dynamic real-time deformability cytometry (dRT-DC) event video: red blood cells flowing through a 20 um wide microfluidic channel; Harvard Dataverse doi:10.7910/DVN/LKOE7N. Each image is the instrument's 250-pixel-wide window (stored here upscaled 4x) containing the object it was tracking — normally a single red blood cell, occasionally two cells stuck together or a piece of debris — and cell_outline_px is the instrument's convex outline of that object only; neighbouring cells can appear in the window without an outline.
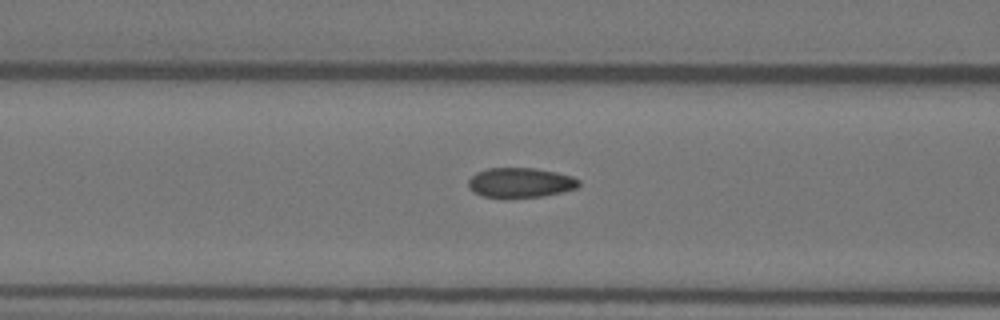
{"species": "Egyptian fruit bat (a non-hibernating species)", "species_latin": "Rousettus aegyptiacus", "temperature_condition": "warm", "stored_images_in_passage": 38, "camera_frame_rate_fps": 3000, "um_per_image_px": 0.085, "animal": {"sex": "female"}, "frame": {"image": 1, "passage_image": 5, "time_ms": 1.333, "image_size_px": [1000, 320], "cell_outline_px": [[580, 184], [576, 188], [564, 192], [540, 196], [504, 200], [480, 196], [472, 192], [468, 188], [468, 180], [476, 172], [488, 168], [536, 168], [556, 172], [572, 176], [580, 180]], "centroid_in_image_um": [44.18, 15.56], "position_along_channel_um": 122.4, "area_um2": 19.88}}
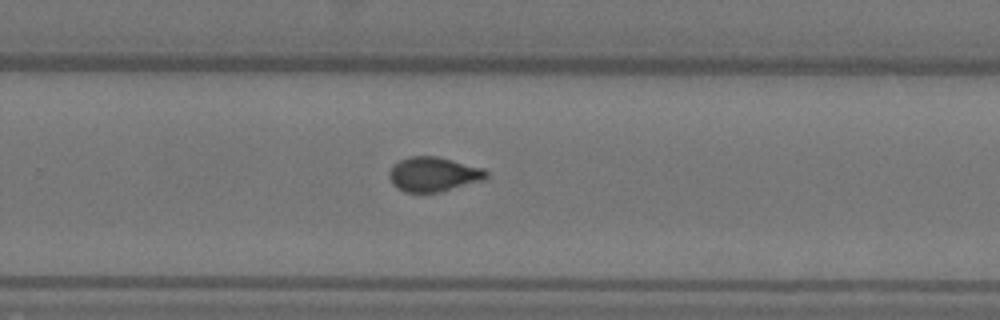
{"frame": {"image": 2, "passage_image": 19, "time_ms": 6.0, "image_size_px": [1000, 320], "cell_outline_px": [[488, 176], [484, 180], [440, 192], [404, 192], [396, 188], [392, 184], [388, 176], [388, 172], [392, 164], [408, 156], [436, 156], [484, 168], [488, 172]], "centroid_in_image_um": [36.81, 14.81], "position_along_channel_um": 293.0, "area_um2": 19.77}}
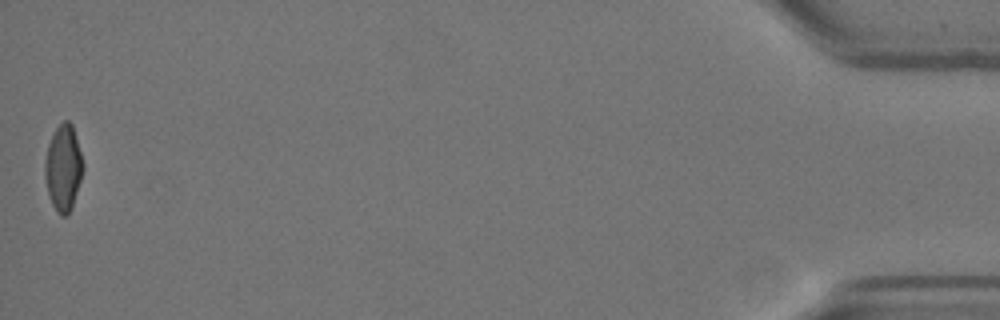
{"frame": {"image": 3, "passage_image": 38, "time_ms": 12.333, "image_size_px": [1000, 320], "cell_outline_px": [[84, 168], [72, 208], [68, 216], [60, 216], [56, 212], [52, 204], [48, 192], [44, 176], [44, 160], [48, 144], [56, 128], [64, 120], [68, 120], [72, 124], [84, 164]], "centroid_in_image_um": [5.38, 14.3], "position_along_channel_um": 429.8, "area_um2": 19.25}, "authors_computed_cell_mechanics": {"area_um2": 19.4208, "velocity_mm_per_s": 3.6617, "shape_relaxation_time_tau1_ms": 10.7736, "shape_relaxation_time_tau2_ms": 0.8526, "deformation_change_tau1": 0.2225, "deformation_change_tau2": 0.0452}}